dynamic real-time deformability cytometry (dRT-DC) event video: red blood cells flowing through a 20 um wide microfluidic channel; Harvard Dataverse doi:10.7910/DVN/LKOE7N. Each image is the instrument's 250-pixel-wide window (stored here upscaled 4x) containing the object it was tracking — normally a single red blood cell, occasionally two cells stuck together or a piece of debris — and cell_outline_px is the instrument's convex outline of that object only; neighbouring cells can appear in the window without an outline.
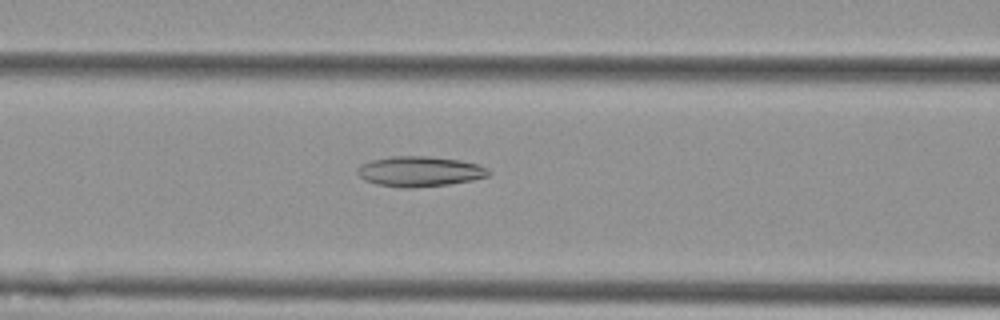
{"species": "Egyptian fruit bat (a non-hibernating species)", "species_latin": "Rousettus aegyptiacus", "temperature_condition": "cold", "stored_images_in_passage": 50, "camera_frame_rate_fps": 3000, "um_per_image_px": 0.085, "animal": {"sex": "female"}, "frame": {"image": 1, "passage_image": 17, "time_ms": 5.333, "image_size_px": [1000, 320], "cell_outline_px": [[492, 172], [488, 176], [472, 180], [448, 184], [412, 188], [404, 188], [376, 184], [364, 180], [356, 172], [356, 168], [360, 164], [372, 160], [392, 156], [428, 156], [460, 160], [476, 164], [488, 168]], "centroid_in_image_um": [35.65, 14.57], "position_along_channel_um": 130.9, "area_um2": 23.18}}
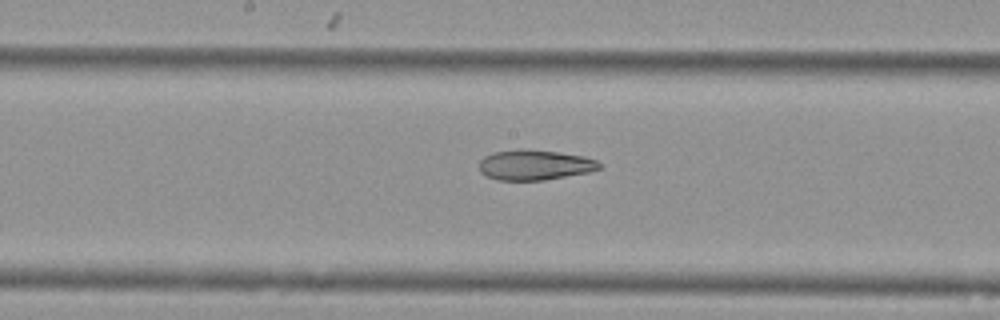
{"frame": {"image": 2, "passage_image": 23, "time_ms": 7.333, "image_size_px": [1000, 320], "cell_outline_px": [[600, 168], [588, 172], [544, 180], [500, 180], [488, 176], [480, 172], [480, 160], [484, 156], [492, 152], [520, 148], [524, 148], [556, 152], [584, 156], [596, 160], [600, 164]], "centroid_in_image_um": [45.42, 14.0], "position_along_channel_um": 202.8, "area_um2": 21.1}}
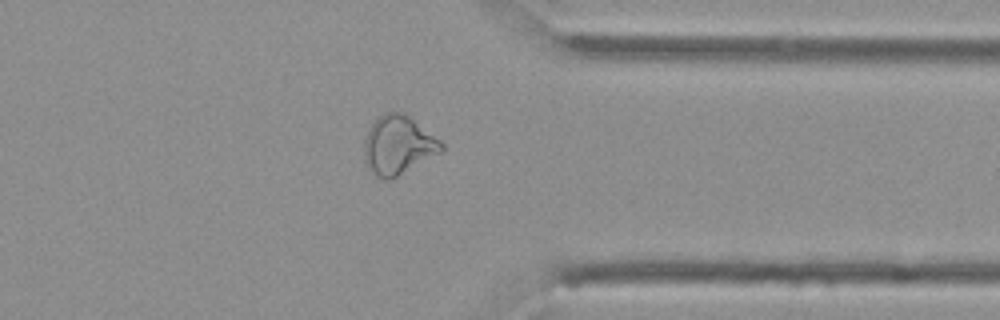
{"frame": {"image": 3, "passage_image": 38, "time_ms": 12.333, "image_size_px": [1000, 320], "cell_outline_px": [[444, 148], [440, 152], [396, 176], [388, 180], [376, 176], [368, 168], [364, 160], [364, 140], [376, 116], [384, 112], [404, 112], [440, 140], [444, 144]], "centroid_in_image_um": [33.81, 12.31], "position_along_channel_um": 377.6, "area_um2": 26.13}, "authors_computed_cell_mechanics": {"area_um2": 26.1834, "velocity_mm_per_s": 3.6017, "shape_relaxation_time_tau1_ms": null, "shape_relaxation_time_tau2_ms": 4.7391, "deformation_change_tau1": null, "deformation_change_tau2": 0.1298}}